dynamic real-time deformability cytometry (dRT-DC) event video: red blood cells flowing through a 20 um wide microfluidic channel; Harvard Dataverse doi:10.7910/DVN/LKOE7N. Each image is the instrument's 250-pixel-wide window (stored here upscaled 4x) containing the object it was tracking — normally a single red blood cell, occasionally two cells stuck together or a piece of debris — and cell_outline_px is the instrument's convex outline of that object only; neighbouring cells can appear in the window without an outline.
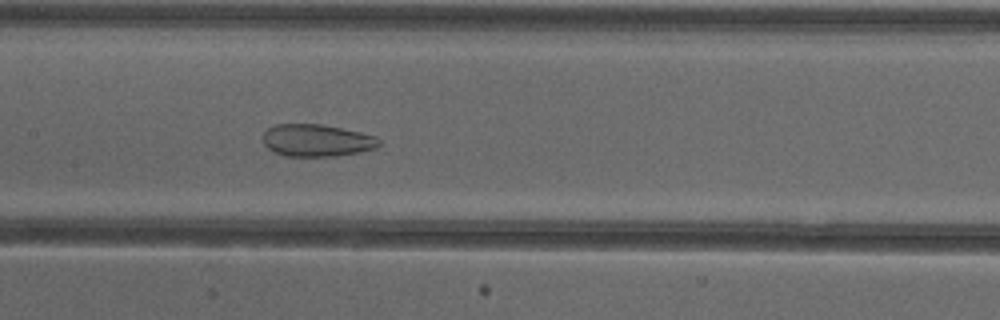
{"species": "common noctule bat (a hibernating species)", "species_latin": "Nyctalus noctula", "temperature_condition": "cold", "stored_images_in_passage": 53, "camera_frame_rate_fps": 3000, "um_per_image_px": 0.085, "animal": {"sex": "female"}, "frame": {"image": 1, "passage_image": 26, "time_ms": 8.333, "image_size_px": [1000, 320], "cell_outline_px": [[380, 144], [376, 148], [360, 152], [336, 156], [284, 156], [268, 148], [264, 144], [264, 132], [268, 128], [276, 124], [320, 124], [360, 132], [376, 136], [380, 140]], "centroid_in_image_um": [26.94, 11.94], "position_along_channel_um": 180.5, "area_um2": 21.73}}
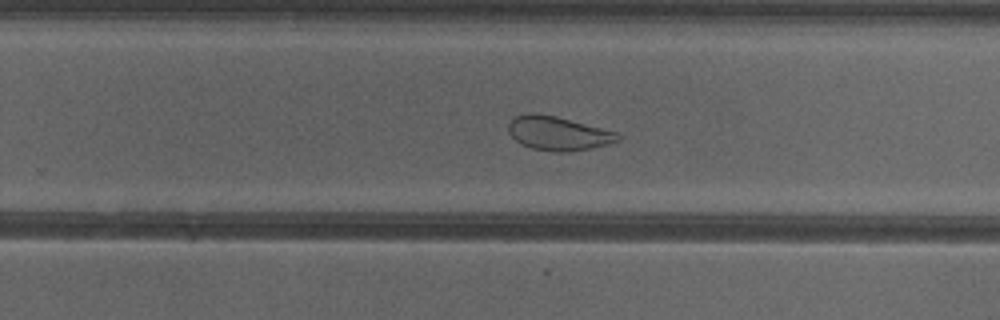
{"frame": {"image": 2, "passage_image": 34, "time_ms": 11.0, "image_size_px": [1000, 320], "cell_outline_px": [[624, 136], [620, 140], [608, 144], [568, 152], [556, 152], [532, 148], [520, 144], [508, 132], [508, 124], [516, 116], [528, 112], [532, 112], [556, 116], [620, 132]], "centroid_in_image_um": [47.48, 11.32], "position_along_channel_um": 282.3, "area_um2": 21.85}}
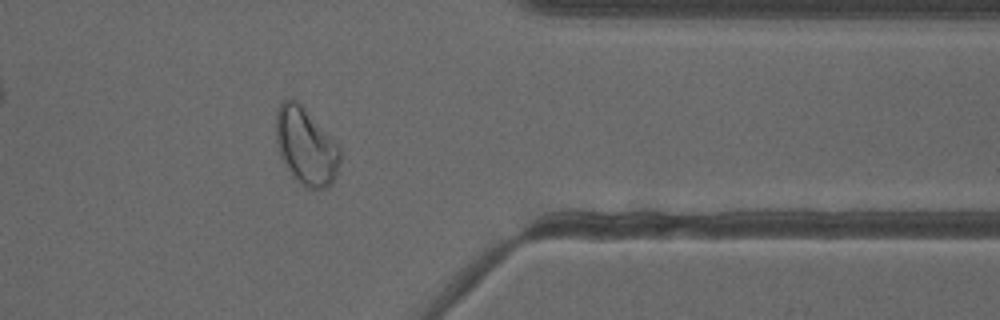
{"frame": {"image": 3, "passage_image": 43, "time_ms": 14.0, "image_size_px": [1000, 320], "cell_outline_px": [[340, 160], [332, 184], [324, 188], [308, 188], [300, 184], [292, 176], [280, 156], [276, 140], [276, 108], [284, 100], [292, 96], [340, 144]], "centroid_in_image_um": [26.0, 12.41], "position_along_channel_um": 385.4, "area_um2": 28.96}}